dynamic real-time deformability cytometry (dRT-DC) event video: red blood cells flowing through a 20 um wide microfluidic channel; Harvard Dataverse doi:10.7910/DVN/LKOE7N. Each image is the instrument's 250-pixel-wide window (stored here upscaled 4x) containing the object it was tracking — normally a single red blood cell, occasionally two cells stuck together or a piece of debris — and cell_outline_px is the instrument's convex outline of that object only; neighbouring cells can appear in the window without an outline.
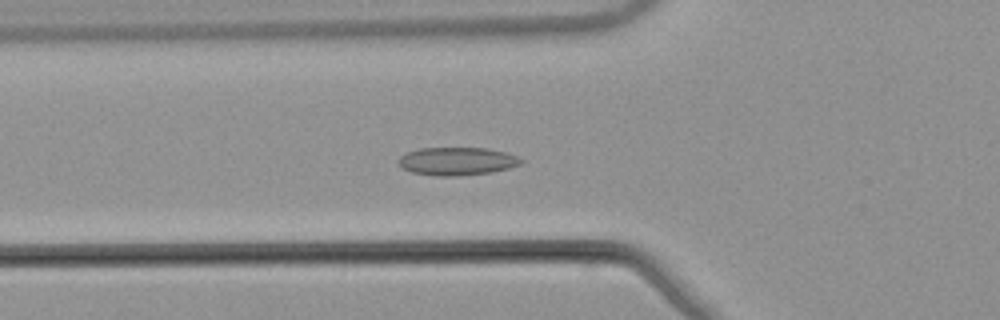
{"species": "common noctule bat (a hibernating species)", "species_latin": "Nyctalus noctula", "temperature_condition": "warm", "stored_images_in_passage": 44, "camera_frame_rate_fps": 3000, "um_per_image_px": 0.085, "animal": {"sex": "male", "body_mass_g": 21.5, "forearm_length_mm": 52.0}, "frame": {"image": 1, "passage_image": 14, "time_ms": 4.333, "image_size_px": [1000, 320], "cell_outline_px": [[524, 160], [520, 164], [508, 168], [492, 172], [456, 176], [436, 176], [412, 172], [400, 168], [396, 160], [400, 156], [408, 152], [420, 148], [488, 148], [508, 152]], "centroid_in_image_um": [38.82, 13.7], "position_along_channel_um": 87.0, "area_um2": 20.17}}
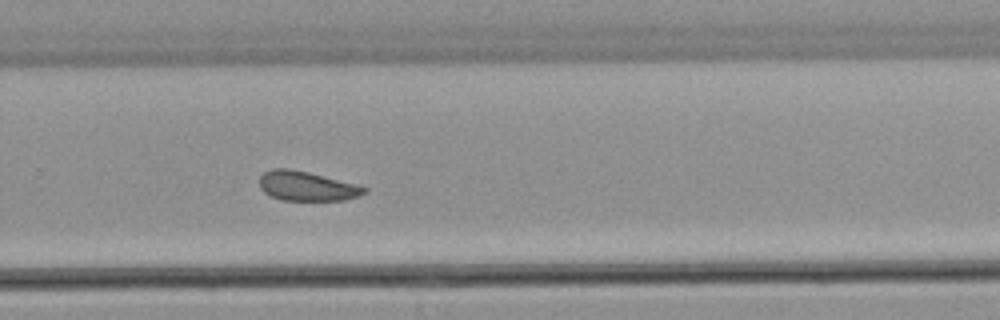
{"frame": {"image": 2, "passage_image": 31, "time_ms": 10.0, "image_size_px": [1000, 320], "cell_outline_px": [[368, 192], [360, 196], [344, 200], [280, 200], [264, 192], [260, 188], [260, 176], [264, 172], [272, 168], [288, 168], [308, 172], [368, 188]], "centroid_in_image_um": [26.06, 15.82], "position_along_channel_um": 303.7, "area_um2": 17.86}}
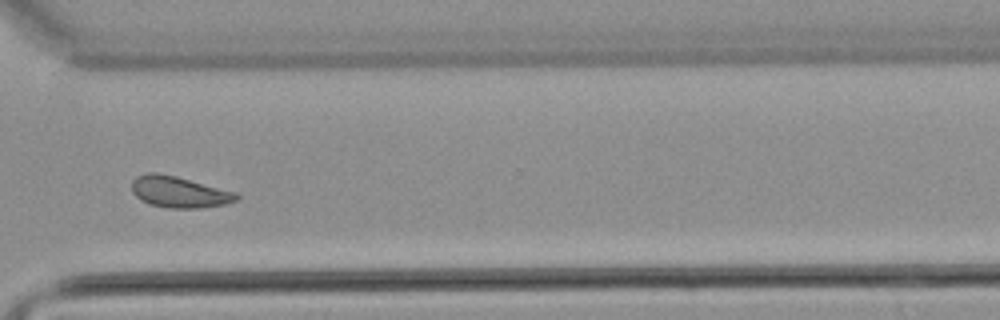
{"frame": {"image": 3, "passage_image": 35, "time_ms": 11.333, "image_size_px": [1000, 320], "cell_outline_px": [[240, 196], [236, 200], [228, 204], [200, 208], [168, 208], [148, 204], [140, 200], [132, 192], [132, 180], [136, 176], [148, 172], [156, 172], [176, 176], [236, 192]], "centroid_in_image_um": [15.21, 16.32], "position_along_channel_um": 355.4, "area_um2": 19.25}, "authors_computed_cell_mechanics": {"area_um2": 19.7098, "velocity_mm_per_s": 3.8288, "shape_relaxation_time_tau1_ms": null, "shape_relaxation_time_tau2_ms": 5.241, "deformation_change_tau1": null, "deformation_change_tau2": 0.0827}}